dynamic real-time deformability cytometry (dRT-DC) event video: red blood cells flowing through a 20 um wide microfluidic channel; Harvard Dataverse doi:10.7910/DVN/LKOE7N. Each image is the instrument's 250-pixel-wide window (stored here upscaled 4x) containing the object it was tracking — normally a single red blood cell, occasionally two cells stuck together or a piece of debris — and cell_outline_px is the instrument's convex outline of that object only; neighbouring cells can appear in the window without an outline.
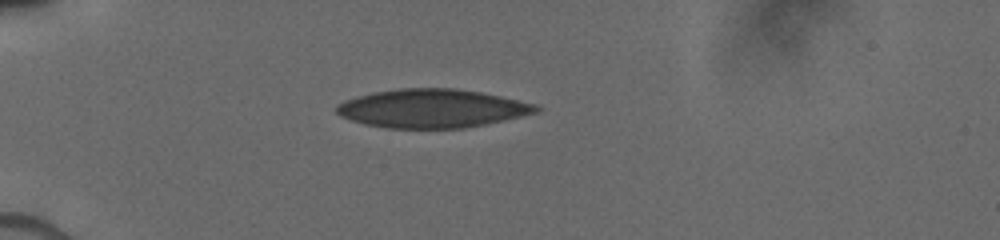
{"species": "human", "species_latin": "Homo sapiens", "temperature_condition": "cold", "stored_images_in_passage": 4, "camera_frame_rate_fps": 3000, "um_per_image_px": 0.085, "donor": {"sex": "male"}, "frame": {"image": 1, "passage_image": 1, "time_ms": 0.0, "image_size_px": [1000, 240], "cell_outline_px": [[544, 108], [540, 112], [504, 120], [464, 128], [384, 128], [364, 124], [340, 116], [336, 112], [336, 104], [344, 100], [356, 96], [372, 92], [400, 88], [456, 88], [480, 92], [500, 96], [536, 104]], "centroid_in_image_um": [36.72, 9.21], "position_along_channel_um": 48.3, "area_um2": 45.08}}
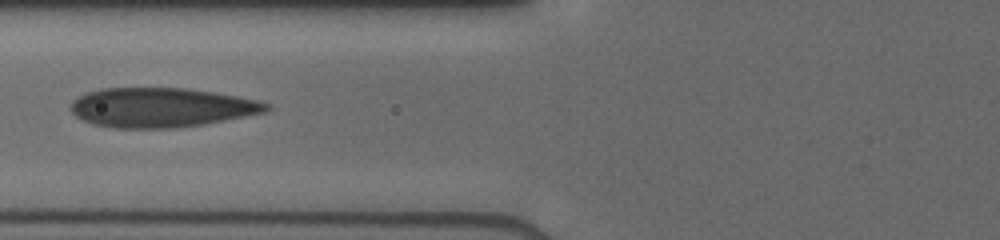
{"frame": {"image": 2, "passage_image": 3, "time_ms": 2.333, "image_size_px": [1000, 240], "cell_outline_px": [[272, 108], [264, 112], [244, 116], [200, 124], [172, 128], [116, 128], [92, 124], [76, 116], [72, 112], [72, 100], [84, 92], [100, 88], [184, 88], [212, 92], [236, 96], [256, 100], [268, 104]], "centroid_in_image_um": [13.64, 9.13], "position_along_channel_um": 112.2, "area_um2": 44.56}}
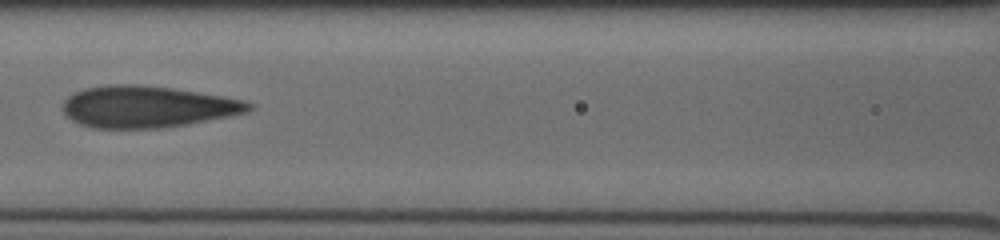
{"frame": {"image": 3, "passage_image": 4, "time_ms": 3.333, "image_size_px": [1000, 240], "cell_outline_px": [[252, 108], [248, 112], [188, 124], [160, 128], [92, 128], [80, 124], [64, 116], [60, 108], [64, 100], [72, 92], [84, 88], [108, 84], [136, 84], [172, 88], [244, 100], [252, 104]], "centroid_in_image_um": [12.43, 9.07], "position_along_channel_um": 154.2, "area_um2": 45.32}}